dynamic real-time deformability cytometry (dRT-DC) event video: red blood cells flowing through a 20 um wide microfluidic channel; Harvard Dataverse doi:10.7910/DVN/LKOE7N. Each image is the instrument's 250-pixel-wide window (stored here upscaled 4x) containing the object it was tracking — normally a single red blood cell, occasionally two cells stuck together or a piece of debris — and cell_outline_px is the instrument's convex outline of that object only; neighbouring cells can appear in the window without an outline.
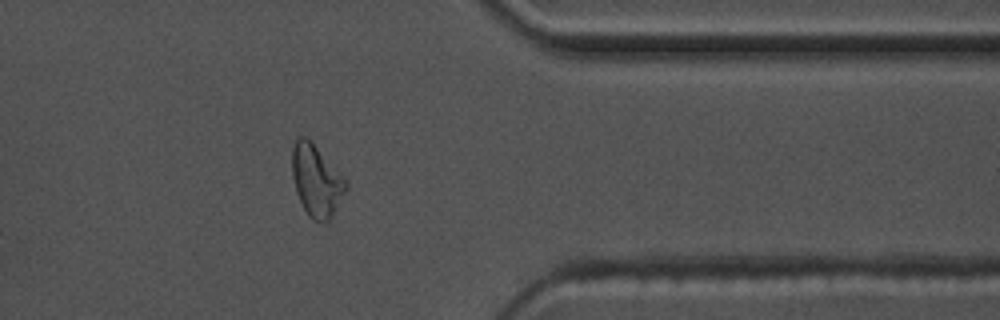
{"species": "common noctule bat (a hibernating species)", "species_latin": "Nyctalus noctula", "temperature_condition": "warm", "stored_images_in_passage": 39, "camera_frame_rate_fps": 3000, "um_per_image_px": 0.085, "animal": {"sex": "male", "body_mass_g": 17.5, "forearm_length_mm": 52.3}, "frame": {"image": 1, "passage_image": 28, "time_ms": 9.0, "image_size_px": [1000, 320], "cell_outline_px": [[348, 188], [332, 216], [324, 224], [320, 224], [312, 220], [308, 216], [296, 192], [292, 176], [292, 148], [296, 140], [300, 136], [304, 136], [348, 180]], "centroid_in_image_um": [26.91, 15.42], "position_along_channel_um": 384.5, "area_um2": 22.37}, "authors_computed_cell_mechanics": {"area_um2": 20.3456, "velocity_mm_per_s": 3.6412, "shape_relaxation_time_tau1_ms": 4.0338, "shape_relaxation_time_tau2_ms": 2.3724, "deformation_change_tau1": 0.1603, "deformation_change_tau2": 0.1061}}